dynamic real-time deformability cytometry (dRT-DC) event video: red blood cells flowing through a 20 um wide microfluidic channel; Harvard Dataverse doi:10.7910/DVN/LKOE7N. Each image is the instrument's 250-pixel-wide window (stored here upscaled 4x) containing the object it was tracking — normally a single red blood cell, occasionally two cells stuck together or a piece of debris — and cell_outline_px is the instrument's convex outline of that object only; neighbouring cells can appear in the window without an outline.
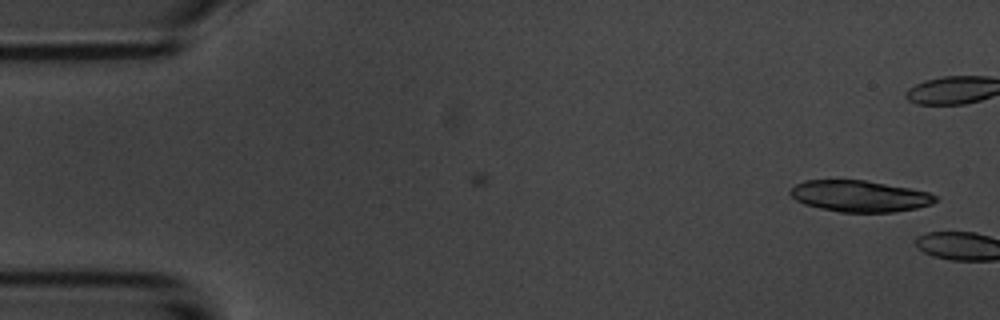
{"species": "common noctule bat (a hibernating species)", "species_latin": "Nyctalus noctula", "temperature_condition": "room temperature", "stored_images_in_passage": 3, "camera_frame_rate_fps": 3000, "um_per_image_px": 0.085, "animal": {"sex": "male", "body_mass_g": 20.1, "forearm_length_mm": 53.5}, "frame": {"image": 1, "passage_image": 1, "time_ms": 0.0, "image_size_px": [1000, 320], "cell_outline_px": [[936, 200], [932, 204], [916, 208], [892, 212], [840, 212], [820, 208], [804, 204], [796, 200], [788, 192], [796, 184], [804, 180], [864, 180], [908, 188], [928, 192], [936, 196]], "centroid_in_image_um": [73.04, 16.67], "position_along_channel_um": 12.0, "area_um2": 26.3}}